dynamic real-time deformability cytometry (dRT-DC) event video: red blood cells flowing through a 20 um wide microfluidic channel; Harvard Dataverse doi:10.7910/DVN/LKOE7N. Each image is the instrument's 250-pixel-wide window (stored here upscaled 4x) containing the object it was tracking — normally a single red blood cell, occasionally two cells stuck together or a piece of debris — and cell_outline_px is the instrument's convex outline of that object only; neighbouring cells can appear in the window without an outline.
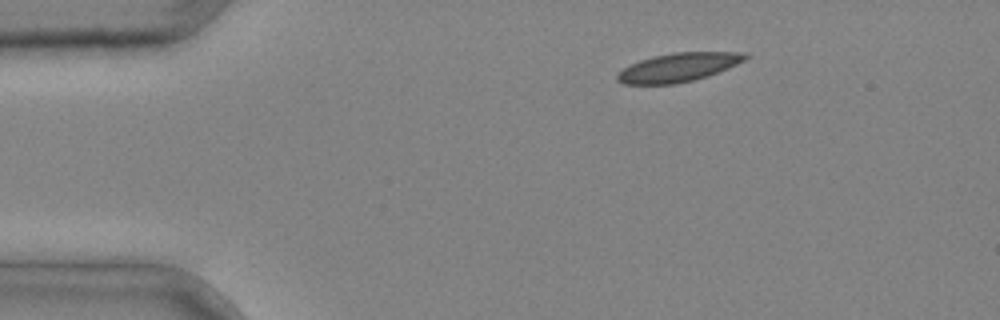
{"species": "common noctule bat (a hibernating species)", "species_latin": "Nyctalus noctula", "temperature_condition": "cold", "stored_images_in_passage": 4, "segment_of_instrument_passage": [2, 2], "camera_frame_rate_fps": 3000, "um_per_image_px": 0.085, "animal": {"sex": "male", "body_mass_g": 20.4}, "frame": {"image": 1, "passage_image": 4, "time_ms": 1.0, "image_size_px": [1000, 320], "cell_outline_px": [[748, 56], [744, 60], [728, 68], [708, 76], [676, 84], [624, 84], [616, 80], [616, 76], [628, 64], [652, 56], [672, 52], [748, 52]], "centroid_in_image_um": [57.64, 5.72], "position_along_channel_um": 27.4, "area_um2": 21.44}}